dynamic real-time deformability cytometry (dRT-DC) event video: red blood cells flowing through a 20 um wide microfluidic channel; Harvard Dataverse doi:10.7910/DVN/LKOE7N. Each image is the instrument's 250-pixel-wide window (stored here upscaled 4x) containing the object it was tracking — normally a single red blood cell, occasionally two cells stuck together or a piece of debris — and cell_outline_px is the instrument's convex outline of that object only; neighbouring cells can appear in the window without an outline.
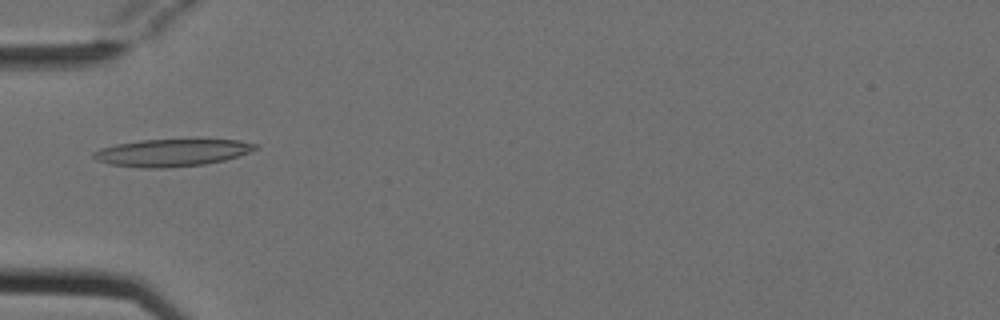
{"species": "Egyptian fruit bat (a non-hibernating species)", "species_latin": "Rousettus aegyptiacus", "temperature_condition": "cold", "stored_images_in_passage": 7, "camera_frame_rate_fps": 3000, "um_per_image_px": 0.085, "animal": {"sex": "female"}, "frame": {"image": 1, "passage_image": 4, "time_ms": 1.0, "image_size_px": [1000, 320], "cell_outline_px": [[260, 148], [224, 160], [204, 164], [164, 168], [140, 168], [108, 164], [96, 160], [92, 156], [92, 152], [100, 148], [116, 144], [140, 140], [236, 140], [260, 144]], "centroid_in_image_um": [14.57, 12.98], "position_along_channel_um": 70.4, "area_um2": 25.66}}
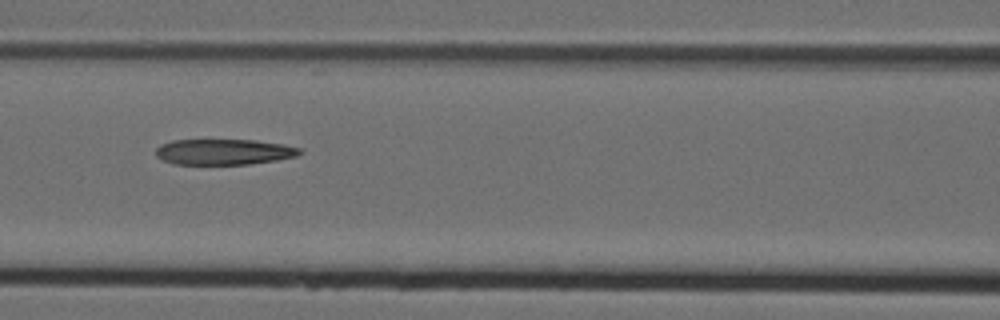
{"frame": {"image": 2, "passage_image": 6, "time_ms": 1.667, "image_size_px": [1000, 320], "cell_outline_px": [[304, 152], [296, 156], [276, 160], [248, 164], [176, 164], [164, 160], [156, 156], [156, 148], [160, 144], [172, 140], [256, 140], [284, 144], [300, 148]], "centroid_in_image_um": [19.04, 12.9], "position_along_channel_um": 147.6, "area_um2": 21.56}}
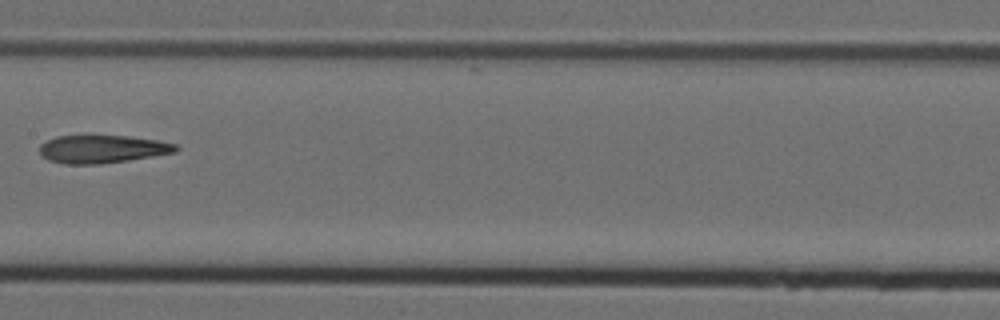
{"frame": {"image": 3, "passage_image": 7, "time_ms": 2.0, "image_size_px": [1000, 320], "cell_outline_px": [[180, 148], [176, 152], [156, 156], [100, 164], [64, 164], [48, 160], [40, 156], [40, 144], [56, 136], [128, 136], [156, 140], [176, 144]], "centroid_in_image_um": [8.69, 12.68], "position_along_channel_um": 198.7, "area_um2": 22.25}}